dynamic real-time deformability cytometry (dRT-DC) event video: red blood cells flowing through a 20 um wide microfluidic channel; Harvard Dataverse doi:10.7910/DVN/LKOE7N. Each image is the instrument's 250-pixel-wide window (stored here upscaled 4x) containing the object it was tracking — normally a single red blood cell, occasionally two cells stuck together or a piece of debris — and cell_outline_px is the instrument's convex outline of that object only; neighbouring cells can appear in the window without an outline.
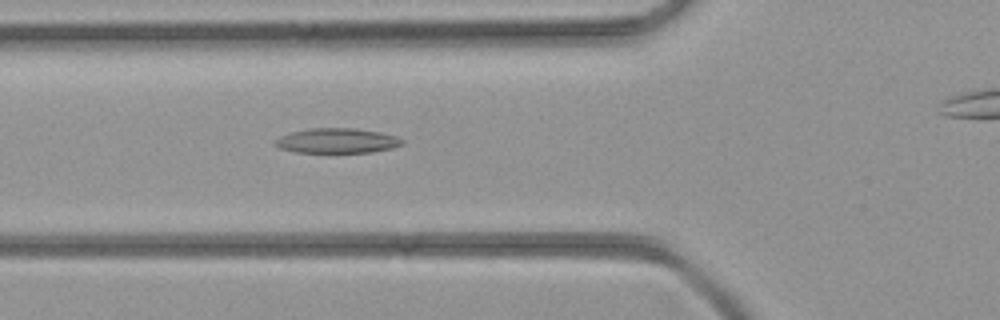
{"species": "common noctule bat (a hibernating species)", "species_latin": "Nyctalus noctula", "temperature_condition": "room temperature", "stored_images_in_passage": 18, "camera_frame_rate_fps": 3000, "um_per_image_px": 0.085, "animal": {"sex": "female", "body_mass_g": 21.9}, "frame": {"image": 1, "passage_image": 3, "time_ms": 0.667, "image_size_px": [1000, 320], "cell_outline_px": [[404, 144], [392, 148], [372, 152], [296, 152], [280, 148], [272, 144], [280, 136], [292, 132], [312, 128], [356, 128], [380, 132], [396, 136], [404, 140]], "centroid_in_image_um": [28.67, 11.96], "position_along_channel_um": 97.1, "area_um2": 18.38}}
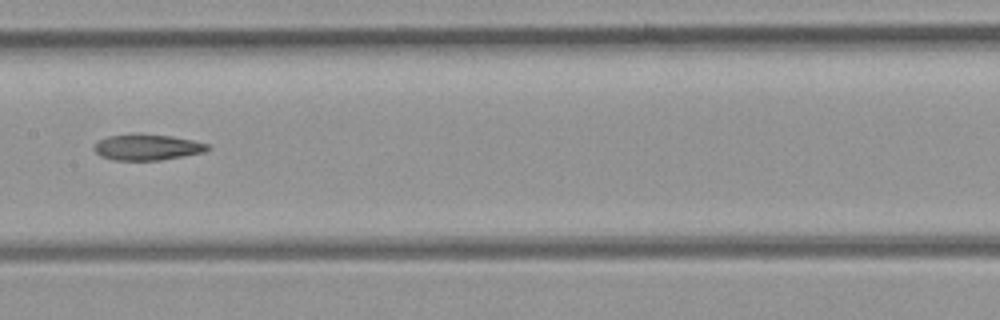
{"frame": {"image": 2, "passage_image": 9, "time_ms": 2.667, "image_size_px": [1000, 320], "cell_outline_px": [[212, 148], [204, 152], [184, 156], [160, 160], [112, 160], [100, 156], [92, 148], [92, 144], [108, 136], [172, 136], [192, 140], [208, 144]], "centroid_in_image_um": [12.52, 12.55], "position_along_channel_um": 194.9, "area_um2": 16.65}}
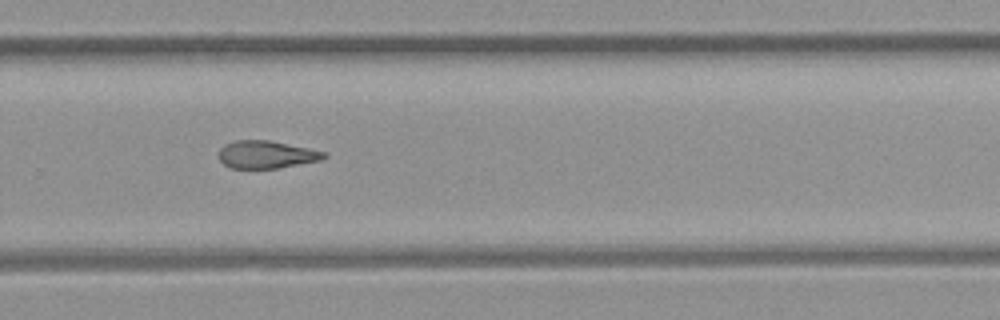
{"frame": {"image": 3, "passage_image": 16, "time_ms": 5.0, "image_size_px": [1000, 320], "cell_outline_px": [[328, 156], [320, 160], [276, 168], [228, 168], [220, 160], [220, 148], [224, 144], [236, 140], [268, 140], [328, 152]], "centroid_in_image_um": [22.64, 13.13], "position_along_channel_um": 307.2, "area_um2": 16.82}}